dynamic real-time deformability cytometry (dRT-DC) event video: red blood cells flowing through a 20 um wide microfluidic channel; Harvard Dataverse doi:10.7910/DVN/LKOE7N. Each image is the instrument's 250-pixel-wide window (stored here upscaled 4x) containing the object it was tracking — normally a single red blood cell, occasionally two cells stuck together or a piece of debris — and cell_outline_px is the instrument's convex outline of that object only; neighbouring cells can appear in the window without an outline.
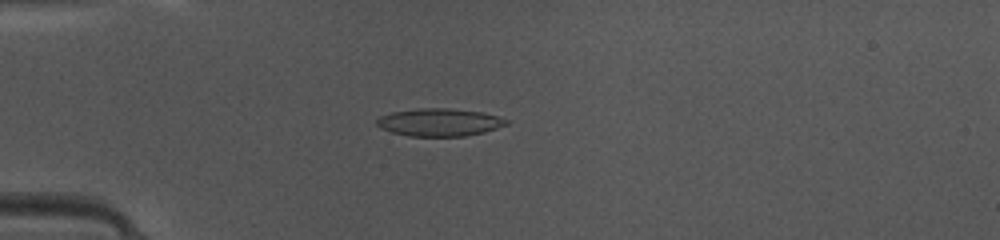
{"species": "common noctule bat (a hibernating species)", "species_latin": "Nyctalus noctula", "temperature_condition": "warm", "stored_images_in_passage": 48, "camera_frame_rate_fps": 3000, "um_per_image_px": 0.085, "animal": {"sex": "female", "body_mass_g": 10.0, "forearm_length_mm": 53.1}, "frame": {"image": 1, "passage_image": 13, "time_ms": 4.0, "image_size_px": [1000, 240], "cell_outline_px": [[508, 124], [484, 132], [464, 136], [408, 136], [392, 132], [380, 128], [376, 124], [376, 120], [380, 116], [392, 112], [416, 108], [448, 108], [484, 112], [508, 120]], "centroid_in_image_um": [37.33, 10.39], "position_along_channel_um": 47.7, "area_um2": 20.92}}
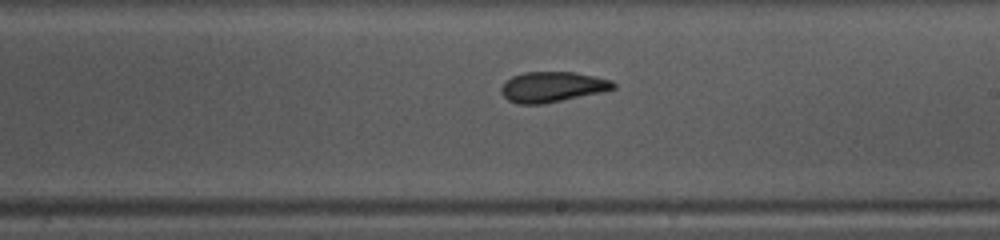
{"frame": {"image": 2, "passage_image": 28, "time_ms": 9.0, "image_size_px": [1000, 240], "cell_outline_px": [[616, 88], [604, 92], [544, 104], [516, 104], [508, 100], [500, 92], [500, 88], [512, 76], [524, 72], [572, 72], [596, 76], [612, 80], [616, 84]], "centroid_in_image_um": [46.98, 7.39], "position_along_channel_um": 242.0, "area_um2": 20.06}}
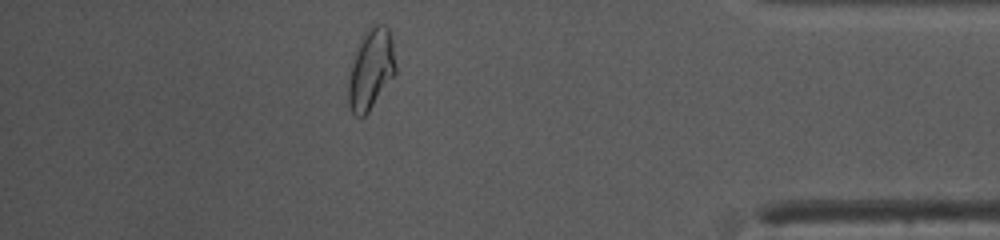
{"frame": {"image": 3, "passage_image": 42, "time_ms": 13.667, "image_size_px": [1000, 240], "cell_outline_px": [[396, 72], [368, 112], [364, 116], [356, 116], [352, 112], [348, 104], [348, 80], [352, 52], [356, 44], [368, 28], [372, 24], [384, 24], [388, 28], [392, 36], [396, 68]], "centroid_in_image_um": [31.5, 5.82], "position_along_channel_um": 403.7, "area_um2": 22.6}, "authors_computed_cell_mechanics": {"area_um2": 20.23, "velocity_mm_per_s": 4.1808, "shape_relaxation_time_tau1_ms": 4.282, "shape_relaxation_time_tau2_ms": 2.2161, "deformation_change_tau1": 0.1665, "deformation_change_tau2": 0.0818}}